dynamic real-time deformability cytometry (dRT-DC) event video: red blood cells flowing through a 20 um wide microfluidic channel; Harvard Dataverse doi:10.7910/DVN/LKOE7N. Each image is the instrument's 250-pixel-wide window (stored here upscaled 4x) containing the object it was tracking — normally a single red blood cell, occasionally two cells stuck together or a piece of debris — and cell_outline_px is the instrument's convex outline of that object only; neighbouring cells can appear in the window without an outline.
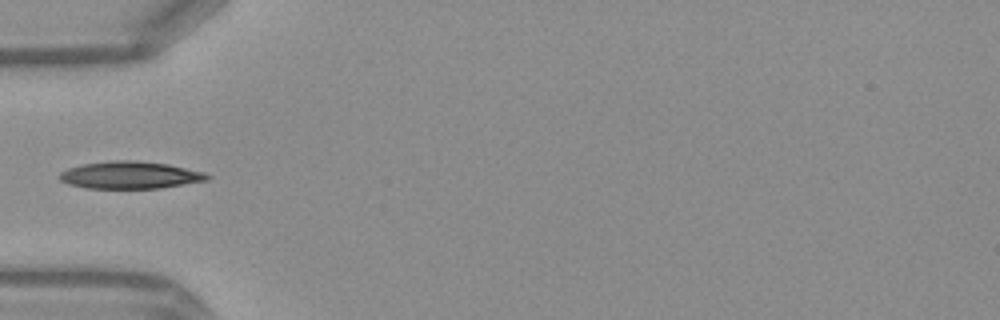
{"species": "Egyptian fruit bat (a non-hibernating species)", "species_latin": "Rousettus aegyptiacus", "temperature_condition": "warm", "stored_images_in_passage": 3, "camera_frame_rate_fps": 3000, "um_per_image_px": 0.085, "frame": {"image": 1, "passage_image": 1, "time_ms": 0.0, "image_size_px": [1000, 320], "cell_outline_px": [[212, 176], [208, 180], [160, 188], [84, 188], [68, 184], [60, 180], [56, 176], [60, 172], [68, 168], [84, 164], [112, 160], [136, 160], [168, 164], [204, 172]], "centroid_in_image_um": [11.03, 14.88], "position_along_channel_um": 74.0, "area_um2": 23.58}}